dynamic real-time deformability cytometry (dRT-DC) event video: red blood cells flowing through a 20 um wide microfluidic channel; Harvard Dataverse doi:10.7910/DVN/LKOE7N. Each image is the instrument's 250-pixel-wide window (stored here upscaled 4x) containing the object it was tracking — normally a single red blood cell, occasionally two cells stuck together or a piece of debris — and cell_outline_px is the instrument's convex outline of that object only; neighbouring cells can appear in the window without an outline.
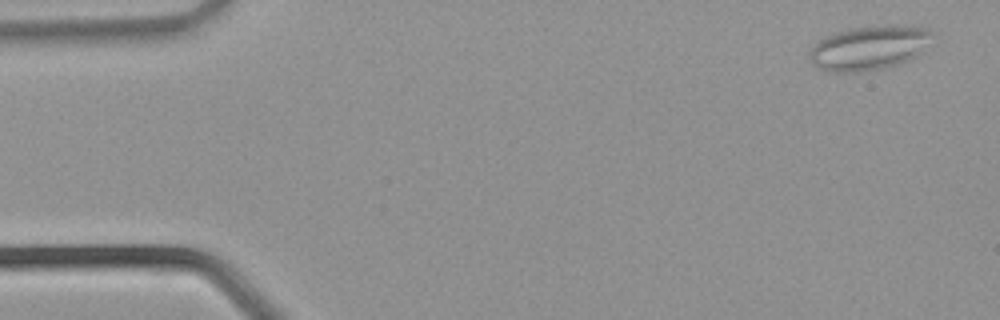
{"species": "common noctule bat (a hibernating species)", "species_latin": "Nyctalus noctula", "temperature_condition": "warm", "stored_images_in_passage": 35, "camera_frame_rate_fps": 3000, "um_per_image_px": 0.085, "animal": {"sex": "male", "body_mass_g": 21.5, "forearm_length_mm": 52.0}, "frame": {"image": 1, "passage_image": 2, "time_ms": 0.333, "image_size_px": [1000, 320], "cell_outline_px": [[932, 32], [916, 56], [908, 60], [888, 68], [860, 72], [828, 72], [812, 64], [808, 52], [824, 36], [836, 32], [852, 28], [888, 24], [904, 24], [928, 28]], "centroid_in_image_um": [73.83, 4.06], "position_along_channel_um": 11.2, "area_um2": 31.62}}
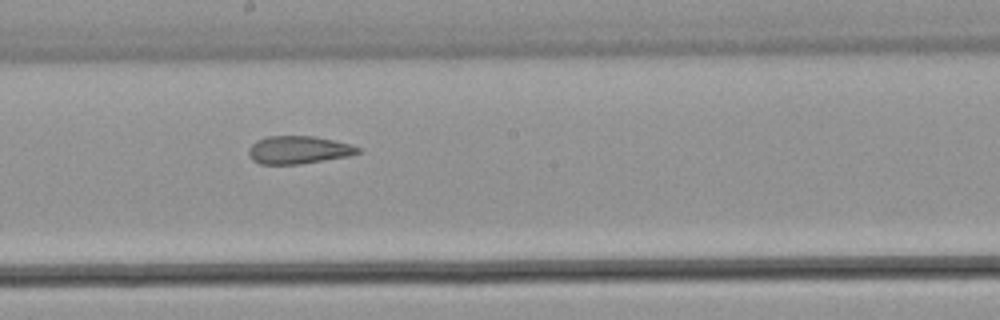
{"frame": {"image": 2, "passage_image": 19, "time_ms": 6.0, "image_size_px": [1000, 320], "cell_outline_px": [[360, 152], [348, 156], [300, 164], [260, 164], [252, 160], [248, 152], [248, 148], [256, 140], [268, 136], [312, 136], [352, 144], [360, 148]], "centroid_in_image_um": [25.35, 12.74], "position_along_channel_um": 222.9, "area_um2": 17.69}}
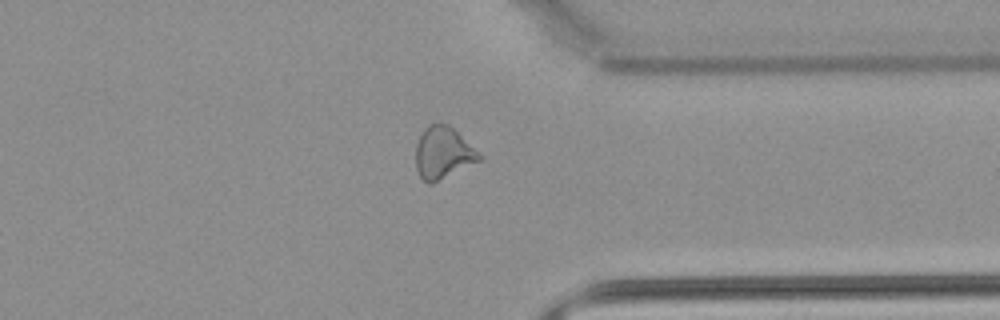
{"frame": {"image": 3, "passage_image": 27, "time_ms": 8.667, "image_size_px": [1000, 320], "cell_outline_px": [[484, 156], [480, 160], [432, 184], [428, 184], [420, 176], [416, 168], [416, 144], [424, 128], [428, 124], [448, 124]], "centroid_in_image_um": [37.65, 13.0], "position_along_channel_um": 373.7, "area_um2": 19.07}}